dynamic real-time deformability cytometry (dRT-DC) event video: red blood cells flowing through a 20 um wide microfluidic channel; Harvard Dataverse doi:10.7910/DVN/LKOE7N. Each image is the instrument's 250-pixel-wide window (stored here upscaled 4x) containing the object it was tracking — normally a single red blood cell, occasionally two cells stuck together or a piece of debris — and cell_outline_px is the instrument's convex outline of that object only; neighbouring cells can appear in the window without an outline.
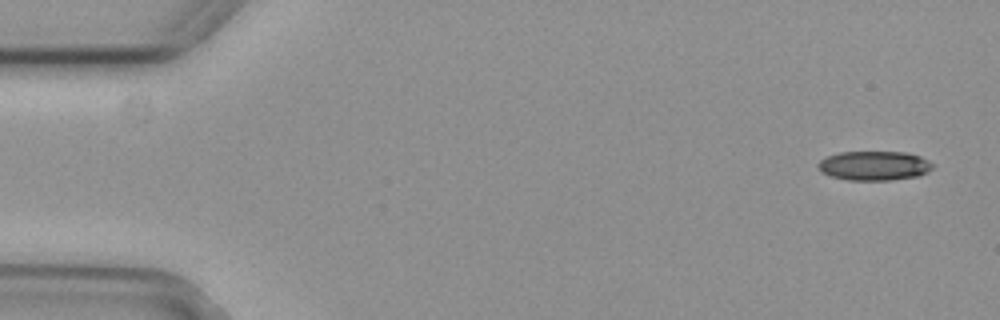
{"species": "common noctule bat (a hibernating species)", "species_latin": "Nyctalus noctula", "temperature_condition": "cold", "stored_images_in_passage": 6, "camera_frame_rate_fps": 3000, "um_per_image_px": 0.085, "animal": {"sex": "female", "body_mass_g": 29.2, "forearm_length_mm": 56.3}, "frame": {"image": 1, "passage_image": 1, "time_ms": 0.0, "image_size_px": [1000, 320], "cell_outline_px": [[932, 168], [928, 172], [916, 176], [888, 180], [848, 180], [832, 176], [824, 172], [816, 164], [820, 160], [828, 156], [840, 152], [904, 152], [920, 156], [928, 160], [932, 164]], "centroid_in_image_um": [74.31, 14.08], "position_along_channel_um": 10.7, "area_um2": 19.31}}
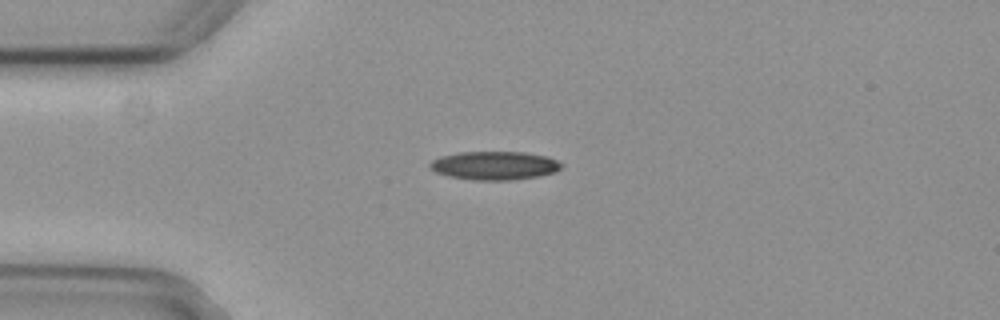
{"frame": {"image": 2, "passage_image": 4, "time_ms": 1.0, "image_size_px": [1000, 320], "cell_outline_px": [[564, 164], [556, 172], [540, 176], [512, 180], [476, 180], [448, 176], [436, 172], [428, 164], [432, 160], [440, 156], [460, 152], [524, 152], [548, 156]], "centroid_in_image_um": [42.07, 14.07], "position_along_channel_um": 42.9, "area_um2": 21.91}}